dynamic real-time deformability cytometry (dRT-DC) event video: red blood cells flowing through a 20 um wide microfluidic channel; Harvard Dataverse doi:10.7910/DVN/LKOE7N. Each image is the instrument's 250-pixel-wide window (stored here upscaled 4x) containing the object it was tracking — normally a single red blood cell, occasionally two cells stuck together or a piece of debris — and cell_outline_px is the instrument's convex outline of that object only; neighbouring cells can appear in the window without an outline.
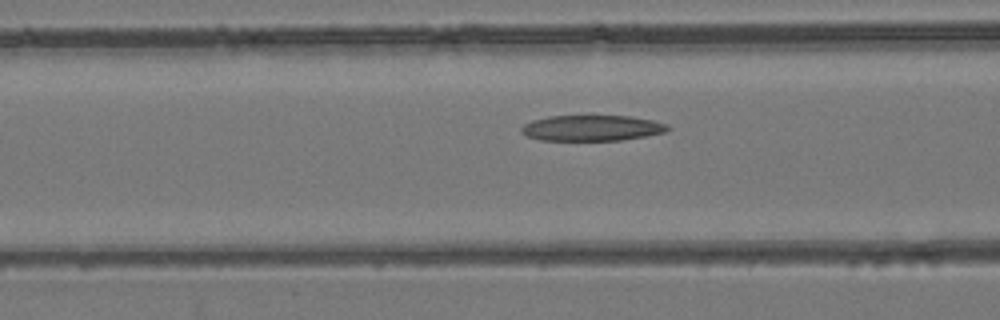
{"species": "common noctule bat (a hibernating species)", "species_latin": "Nyctalus noctula", "temperature_condition": "room temperature", "stored_images_in_passage": 30, "camera_frame_rate_fps": 3000, "um_per_image_px": 0.085, "animal": {"sex": "female", "body_mass_g": 24.6, "forearm_length_mm": 56.2}, "frame": {"image": 1, "passage_image": 10, "time_ms": 3.0, "image_size_px": [1000, 320], "cell_outline_px": [[672, 128], [668, 132], [620, 140], [540, 140], [528, 136], [520, 132], [520, 128], [524, 124], [532, 120], [548, 116], [632, 116], [652, 120], [668, 124]], "centroid_in_image_um": [50.33, 10.88], "position_along_channel_um": 116.3, "area_um2": 22.02}}
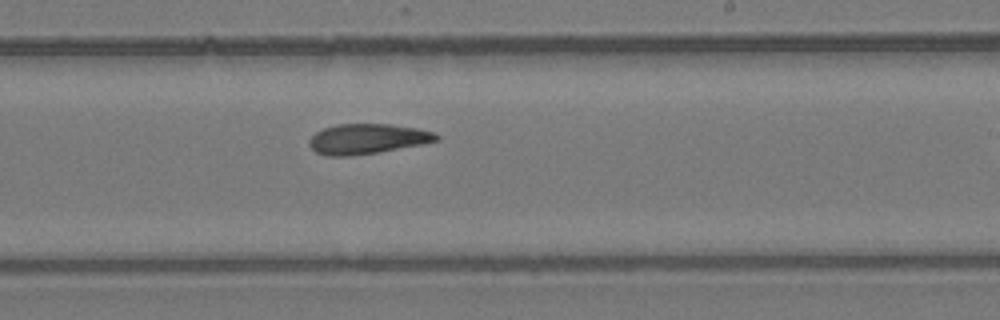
{"frame": {"image": 2, "passage_image": 20, "time_ms": 6.333, "image_size_px": [1000, 320], "cell_outline_px": [[440, 140], [420, 144], [376, 152], [348, 156], [328, 156], [316, 152], [308, 144], [308, 140], [316, 132], [324, 128], [336, 124], [388, 124], [416, 128], [436, 132], [440, 136]], "centroid_in_image_um": [31.21, 11.79], "position_along_channel_um": 257.8, "area_um2": 22.14}}
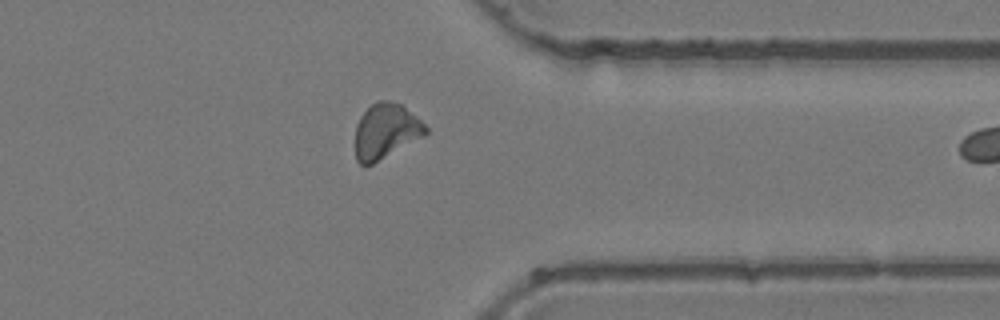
{"frame": {"image": 3, "passage_image": 29, "time_ms": 9.333, "image_size_px": [1000, 320], "cell_outline_px": [[428, 132], [424, 136], [372, 164], [360, 164], [356, 160], [356, 124], [360, 116], [376, 100], [388, 100], [400, 104], [416, 116], [428, 128]], "centroid_in_image_um": [32.79, 11.13], "position_along_channel_um": 378.6, "area_um2": 22.37}}